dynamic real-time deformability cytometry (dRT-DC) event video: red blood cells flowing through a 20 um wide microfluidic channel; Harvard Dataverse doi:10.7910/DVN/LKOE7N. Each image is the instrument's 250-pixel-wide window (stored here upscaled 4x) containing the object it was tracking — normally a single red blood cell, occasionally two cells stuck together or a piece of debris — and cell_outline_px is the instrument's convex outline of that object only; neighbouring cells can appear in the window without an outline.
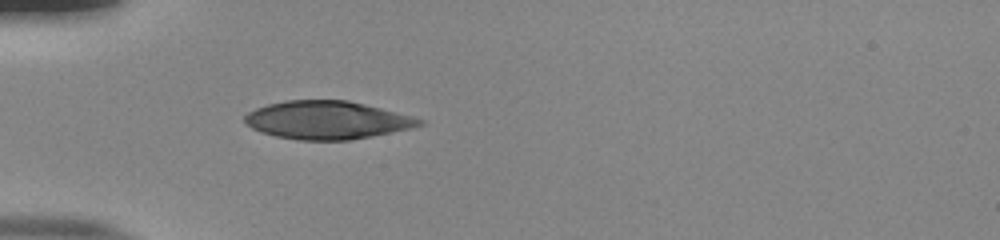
{"species": "human", "species_latin": "Homo sapiens", "temperature_condition": "room temperature", "stored_images_in_passage": 37, "camera_frame_rate_fps": 3000, "um_per_image_px": 0.085, "donor": {"sex": "male"}, "frame": {"image": 1, "passage_image": 1, "time_ms": 0.0, "image_size_px": [1000, 240], "cell_outline_px": [[424, 124], [412, 128], [348, 140], [300, 140], [276, 136], [260, 132], [252, 128], [244, 120], [244, 116], [248, 112], [256, 108], [268, 104], [284, 100], [348, 100], [412, 116], [424, 120]], "centroid_in_image_um": [27.78, 10.2], "position_along_channel_um": 57.2, "area_um2": 38.49}}
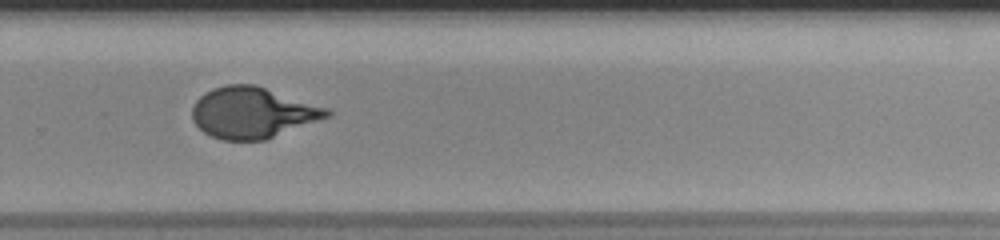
{"frame": {"image": 2, "passage_image": 21, "time_ms": 6.667, "image_size_px": [1000, 240], "cell_outline_px": [[332, 116], [264, 140], [220, 140], [204, 132], [192, 120], [192, 108], [196, 100], [200, 96], [212, 88], [228, 84], [256, 84], [328, 108], [332, 112]], "centroid_in_image_um": [21.48, 9.57], "position_along_channel_um": 308.3, "area_um2": 40.17}}
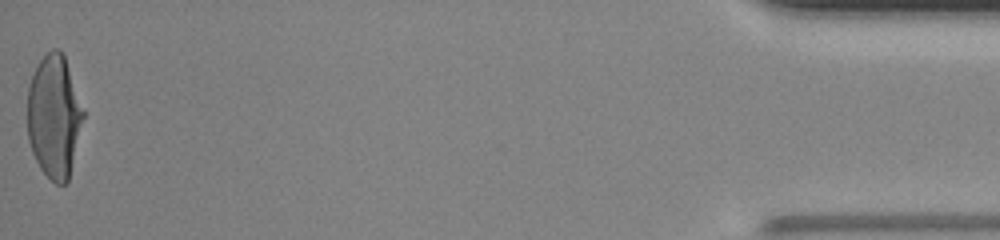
{"frame": {"image": 3, "passage_image": 37, "time_ms": 12.0, "image_size_px": [1000, 240], "cell_outline_px": [[84, 116], [68, 180], [64, 184], [56, 184], [40, 168], [32, 152], [28, 140], [28, 88], [32, 76], [40, 60], [52, 48], [56, 48], [64, 56], [84, 112]], "centroid_in_image_um": [4.59, 9.91], "position_along_channel_um": 430.6, "area_um2": 39.3}, "authors_computed_cell_mechanics": {"area_um2": 40.0554, "velocity_mm_per_s": 3.9122, "shape_relaxation_time_tau1_ms": 5.7487, "shape_relaxation_time_tau2_ms": null, "deformation_change_tau1": 0.2422, "deformation_change_tau2": null}}